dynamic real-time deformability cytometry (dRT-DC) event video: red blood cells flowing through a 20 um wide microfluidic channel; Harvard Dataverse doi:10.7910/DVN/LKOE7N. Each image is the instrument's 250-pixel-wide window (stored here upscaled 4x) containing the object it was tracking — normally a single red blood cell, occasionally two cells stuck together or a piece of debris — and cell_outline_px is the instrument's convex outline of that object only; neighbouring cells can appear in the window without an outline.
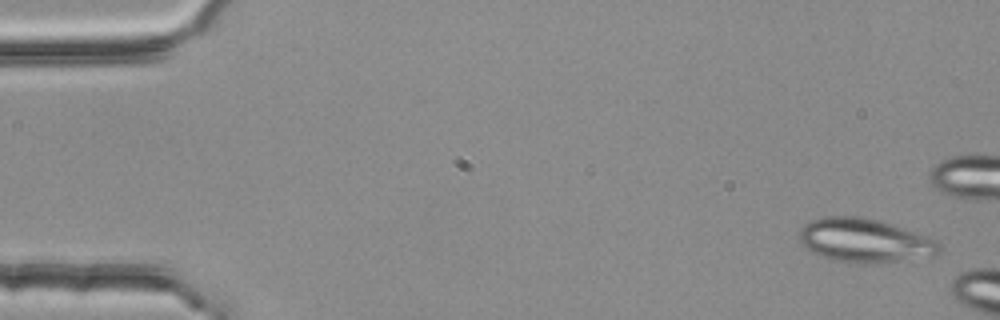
{"species": "common noctule bat (a hibernating species)", "species_latin": "Nyctalus noctula", "temperature_condition": "room temperature", "stored_images_in_passage": 3, "camera_frame_rate_fps": 3000, "um_per_image_px": 0.085, "animal": {"sex": "female", "body_mass_g": 25.1}, "frame": {"image": 1, "passage_image": 1, "time_ms": 0.0, "image_size_px": [1000, 320], "cell_outline_px": [[944, 248], [936, 256], [872, 264], [864, 264], [832, 260], [808, 248], [800, 240], [800, 228], [812, 220], [824, 216], [864, 216], [880, 220], [892, 224], [936, 240]], "centroid_in_image_um": [73.56, 20.44], "position_along_channel_um": 11.4, "area_um2": 35.72}}